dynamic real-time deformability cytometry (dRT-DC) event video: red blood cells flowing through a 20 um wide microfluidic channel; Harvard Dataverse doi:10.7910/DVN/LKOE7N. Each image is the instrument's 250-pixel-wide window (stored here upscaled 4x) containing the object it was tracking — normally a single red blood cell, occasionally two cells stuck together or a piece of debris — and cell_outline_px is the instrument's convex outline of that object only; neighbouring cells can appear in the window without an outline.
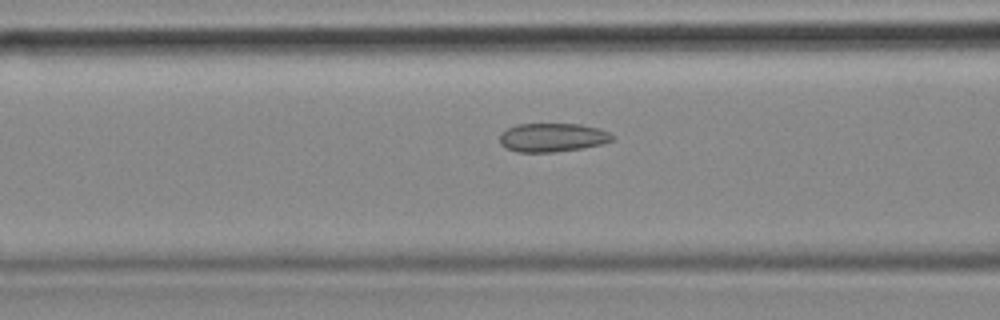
{"species": "common noctule bat (a hibernating species)", "species_latin": "Nyctalus noctula", "temperature_condition": "cold", "stored_images_in_passage": 55, "camera_frame_rate_fps": 3000, "um_per_image_px": 0.085, "animal": {"sex": "female", "body_mass_g": 18.4}, "frame": {"image": 1, "passage_image": 21, "time_ms": 6.667, "image_size_px": [1000, 320], "cell_outline_px": [[616, 136], [612, 140], [600, 144], [584, 148], [552, 152], [520, 152], [504, 148], [500, 144], [500, 132], [516, 124], [580, 124], [600, 128]], "centroid_in_image_um": [46.94, 11.68], "position_along_channel_um": 119.7, "area_um2": 18.96}}
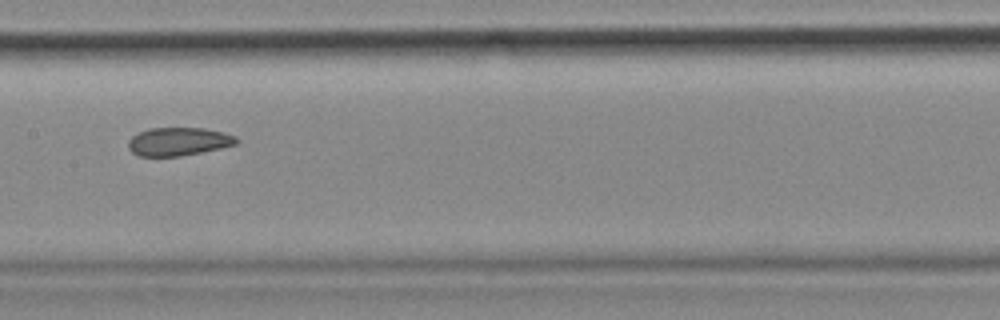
{"frame": {"image": 2, "passage_image": 27, "time_ms": 8.667, "image_size_px": [1000, 320], "cell_outline_px": [[240, 140], [236, 144], [220, 148], [180, 156], [140, 156], [132, 152], [128, 148], [128, 140], [132, 136], [148, 128], [204, 128], [224, 132], [236, 136]], "centroid_in_image_um": [15.18, 12.02], "position_along_channel_um": 192.2, "area_um2": 17.8}}
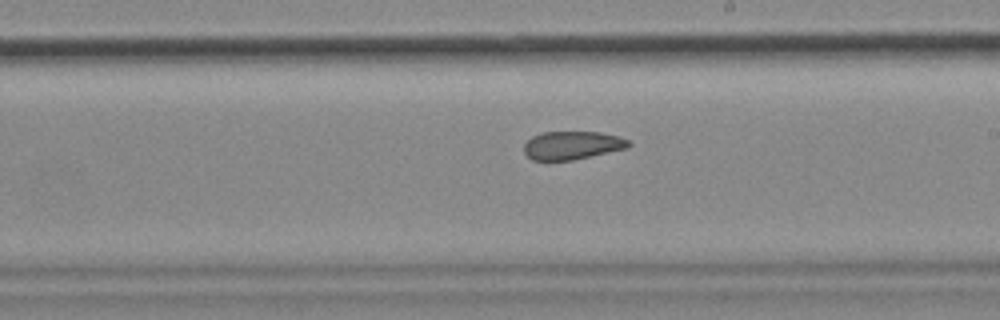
{"frame": {"image": 3, "passage_image": 31, "time_ms": 10.0, "image_size_px": [1000, 320], "cell_outline_px": [[632, 144], [628, 148], [572, 160], [532, 160], [524, 152], [524, 144], [532, 136], [544, 132], [600, 132], [620, 136], [628, 140]], "centroid_in_image_um": [48.66, 12.35], "position_along_channel_um": 240.3, "area_um2": 17.22}, "authors_computed_cell_mechanics": {"area_um2": 19.363, "velocity_mm_per_s": 3.635, "shape_relaxation_time_tau1_ms": null, "shape_relaxation_time_tau2_ms": 2.078, "deformation_change_tau1": null, "deformation_change_tau2": 0.0807}}